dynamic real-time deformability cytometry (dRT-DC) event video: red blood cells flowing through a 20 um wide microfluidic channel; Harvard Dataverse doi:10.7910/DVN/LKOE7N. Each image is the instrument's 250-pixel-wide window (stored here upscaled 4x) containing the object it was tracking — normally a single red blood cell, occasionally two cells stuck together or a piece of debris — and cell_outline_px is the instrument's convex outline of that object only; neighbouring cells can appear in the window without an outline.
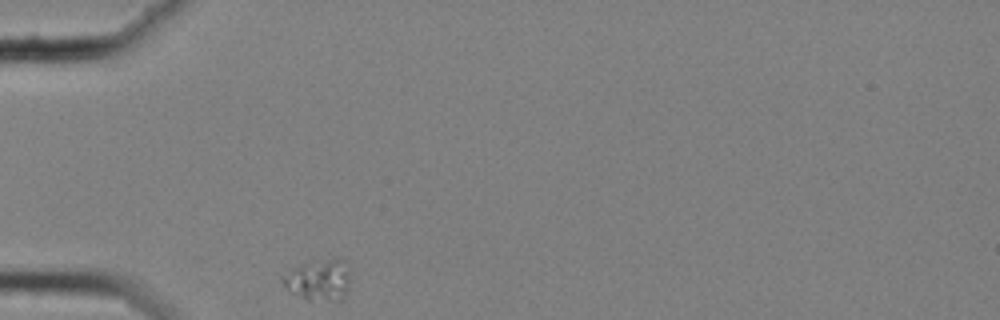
{"species": "common noctule bat (a hibernating species)", "species_latin": "Nyctalus noctula", "temperature_condition": "cold", "stored_images_in_passage": 34, "camera_frame_rate_fps": 3000, "um_per_image_px": 0.085, "animal": {"sex": "female", "body_mass_g": 25.1}, "frame": {"image": 1, "passage_image": 1, "time_ms": 0.0, "image_size_px": [1000, 320], "cell_outline_px": [[348, 292], [344, 300], [308, 300], [292, 292], [284, 284], [280, 276], [292, 268], [304, 264], [336, 256], [344, 260], [348, 272]], "centroid_in_image_um": [27.12, 23.79], "position_along_channel_um": 57.9, "area_um2": 16.18}}